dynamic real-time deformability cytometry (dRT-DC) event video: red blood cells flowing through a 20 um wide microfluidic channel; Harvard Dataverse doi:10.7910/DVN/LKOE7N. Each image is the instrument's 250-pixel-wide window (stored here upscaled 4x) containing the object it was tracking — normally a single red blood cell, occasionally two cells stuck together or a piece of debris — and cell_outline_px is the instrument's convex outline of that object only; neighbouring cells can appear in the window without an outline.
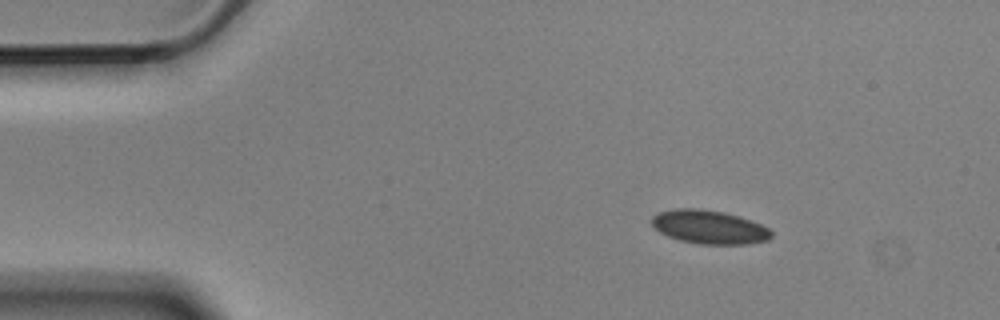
{"species": "Egyptian fruit bat (a non-hibernating species)", "species_latin": "Rousettus aegyptiacus", "temperature_condition": "cold", "stored_images_in_passage": 4, "camera_frame_rate_fps": 3000, "um_per_image_px": 0.085, "animal": {"sex": "male"}, "frame": {"image": 1, "passage_image": 1, "time_ms": 0.0, "image_size_px": [1000, 320], "cell_outline_px": [[772, 236], [768, 240], [744, 244], [700, 244], [680, 240], [668, 236], [660, 232], [652, 224], [652, 216], [656, 212], [672, 208], [700, 208], [724, 212], [740, 216], [760, 224], [768, 228], [772, 232]], "centroid_in_image_um": [60.26, 19.28], "position_along_channel_um": 24.7, "area_um2": 23.52}}
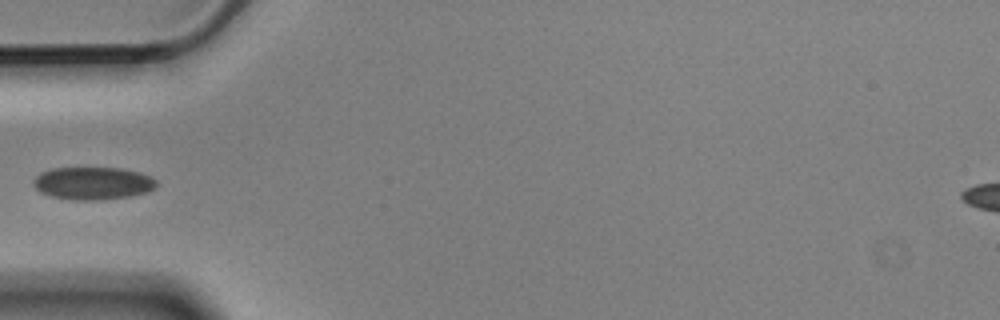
{"frame": {"image": 2, "passage_image": 4, "time_ms": 1.0, "image_size_px": [1000, 320], "cell_outline_px": [[156, 188], [148, 192], [128, 196], [104, 200], [72, 200], [52, 196], [40, 192], [36, 188], [36, 176], [40, 172], [52, 168], [120, 168], [140, 172], [156, 180]], "centroid_in_image_um": [7.92, 15.58], "position_along_channel_um": 77.1, "area_um2": 23.29}}